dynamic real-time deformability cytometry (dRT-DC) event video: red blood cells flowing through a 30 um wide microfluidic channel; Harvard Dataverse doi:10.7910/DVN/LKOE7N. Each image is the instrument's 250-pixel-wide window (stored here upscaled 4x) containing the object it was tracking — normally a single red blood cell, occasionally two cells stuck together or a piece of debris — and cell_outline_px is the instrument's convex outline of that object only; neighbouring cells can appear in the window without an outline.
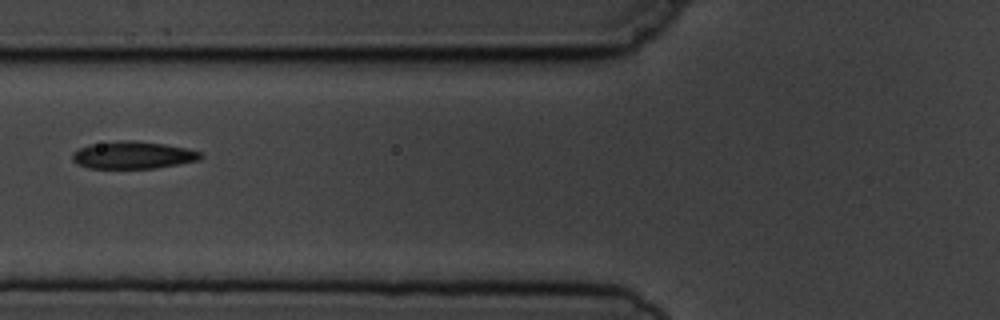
{"species": "common noctule bat (a hibernating species)", "species_latin": "Nyctalus noctula", "temperature_condition": "cold", "stored_images_in_passage": 6, "camera_frame_rate_fps": 3000, "um_per_image_px": 0.085, "animal": {"sex": "male", "body_mass_g": 19.5, "forearm_length_mm": 54.6}, "frame": {"image": 1, "passage_image": 6, "time_ms": 6.0, "image_size_px": [1000, 320], "cell_outline_px": [[204, 156], [200, 160], [180, 164], [156, 168], [88, 168], [76, 164], [72, 160], [72, 152], [88, 144], [120, 140], [132, 140], [164, 144], [188, 148], [204, 152]], "centroid_in_image_um": [11.33, 13.18], "position_along_channel_um": 114.5, "area_um2": 20.81}}